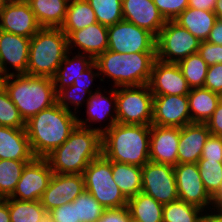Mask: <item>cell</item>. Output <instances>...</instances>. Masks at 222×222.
I'll return each instance as SVG.
<instances>
[{"mask_svg": "<svg viewBox=\"0 0 222 222\" xmlns=\"http://www.w3.org/2000/svg\"><path fill=\"white\" fill-rule=\"evenodd\" d=\"M216 198H222V191Z\"/></svg>", "mask_w": 222, "mask_h": 222, "instance_id": "cell-57", "label": "cell"}, {"mask_svg": "<svg viewBox=\"0 0 222 222\" xmlns=\"http://www.w3.org/2000/svg\"><path fill=\"white\" fill-rule=\"evenodd\" d=\"M122 12L123 20L146 29L155 37L166 23L153 0H122Z\"/></svg>", "mask_w": 222, "mask_h": 222, "instance_id": "cell-22", "label": "cell"}, {"mask_svg": "<svg viewBox=\"0 0 222 222\" xmlns=\"http://www.w3.org/2000/svg\"><path fill=\"white\" fill-rule=\"evenodd\" d=\"M83 176L85 190L104 208L111 209L127 206L128 199L113 180L112 161L102 154L89 163L84 170Z\"/></svg>", "mask_w": 222, "mask_h": 222, "instance_id": "cell-7", "label": "cell"}, {"mask_svg": "<svg viewBox=\"0 0 222 222\" xmlns=\"http://www.w3.org/2000/svg\"><path fill=\"white\" fill-rule=\"evenodd\" d=\"M200 159L222 162V137L210 134L204 144Z\"/></svg>", "mask_w": 222, "mask_h": 222, "instance_id": "cell-44", "label": "cell"}, {"mask_svg": "<svg viewBox=\"0 0 222 222\" xmlns=\"http://www.w3.org/2000/svg\"><path fill=\"white\" fill-rule=\"evenodd\" d=\"M204 88L222 96V64L208 67Z\"/></svg>", "mask_w": 222, "mask_h": 222, "instance_id": "cell-46", "label": "cell"}, {"mask_svg": "<svg viewBox=\"0 0 222 222\" xmlns=\"http://www.w3.org/2000/svg\"><path fill=\"white\" fill-rule=\"evenodd\" d=\"M95 12L97 22L111 26L123 20L122 0H87Z\"/></svg>", "mask_w": 222, "mask_h": 222, "instance_id": "cell-37", "label": "cell"}, {"mask_svg": "<svg viewBox=\"0 0 222 222\" xmlns=\"http://www.w3.org/2000/svg\"><path fill=\"white\" fill-rule=\"evenodd\" d=\"M11 222H48V212L40 201H21L9 198Z\"/></svg>", "mask_w": 222, "mask_h": 222, "instance_id": "cell-32", "label": "cell"}, {"mask_svg": "<svg viewBox=\"0 0 222 222\" xmlns=\"http://www.w3.org/2000/svg\"><path fill=\"white\" fill-rule=\"evenodd\" d=\"M85 191L83 174L53 173L40 202L47 212L71 203Z\"/></svg>", "mask_w": 222, "mask_h": 222, "instance_id": "cell-16", "label": "cell"}, {"mask_svg": "<svg viewBox=\"0 0 222 222\" xmlns=\"http://www.w3.org/2000/svg\"><path fill=\"white\" fill-rule=\"evenodd\" d=\"M131 219L127 206L105 209L103 215L96 222H129Z\"/></svg>", "mask_w": 222, "mask_h": 222, "instance_id": "cell-47", "label": "cell"}, {"mask_svg": "<svg viewBox=\"0 0 222 222\" xmlns=\"http://www.w3.org/2000/svg\"><path fill=\"white\" fill-rule=\"evenodd\" d=\"M32 160L0 159V199L9 198L27 163Z\"/></svg>", "mask_w": 222, "mask_h": 222, "instance_id": "cell-33", "label": "cell"}, {"mask_svg": "<svg viewBox=\"0 0 222 222\" xmlns=\"http://www.w3.org/2000/svg\"><path fill=\"white\" fill-rule=\"evenodd\" d=\"M197 165L205 190L215 199L222 191V162L199 159Z\"/></svg>", "mask_w": 222, "mask_h": 222, "instance_id": "cell-36", "label": "cell"}, {"mask_svg": "<svg viewBox=\"0 0 222 222\" xmlns=\"http://www.w3.org/2000/svg\"><path fill=\"white\" fill-rule=\"evenodd\" d=\"M68 52L67 36L60 28L41 27L30 39L26 74L53 78Z\"/></svg>", "mask_w": 222, "mask_h": 222, "instance_id": "cell-6", "label": "cell"}, {"mask_svg": "<svg viewBox=\"0 0 222 222\" xmlns=\"http://www.w3.org/2000/svg\"><path fill=\"white\" fill-rule=\"evenodd\" d=\"M77 125V115L57 103L32 116L26 132L35 158H45L61 146Z\"/></svg>", "mask_w": 222, "mask_h": 222, "instance_id": "cell-1", "label": "cell"}, {"mask_svg": "<svg viewBox=\"0 0 222 222\" xmlns=\"http://www.w3.org/2000/svg\"><path fill=\"white\" fill-rule=\"evenodd\" d=\"M9 0H0V12Z\"/></svg>", "mask_w": 222, "mask_h": 222, "instance_id": "cell-55", "label": "cell"}, {"mask_svg": "<svg viewBox=\"0 0 222 222\" xmlns=\"http://www.w3.org/2000/svg\"><path fill=\"white\" fill-rule=\"evenodd\" d=\"M156 53H118L106 50L94 62L100 81L110 79L111 87H129L148 84Z\"/></svg>", "mask_w": 222, "mask_h": 222, "instance_id": "cell-4", "label": "cell"}, {"mask_svg": "<svg viewBox=\"0 0 222 222\" xmlns=\"http://www.w3.org/2000/svg\"><path fill=\"white\" fill-rule=\"evenodd\" d=\"M26 128L0 126V159L33 160Z\"/></svg>", "mask_w": 222, "mask_h": 222, "instance_id": "cell-24", "label": "cell"}, {"mask_svg": "<svg viewBox=\"0 0 222 222\" xmlns=\"http://www.w3.org/2000/svg\"><path fill=\"white\" fill-rule=\"evenodd\" d=\"M41 28L26 0H9L0 12V30L31 38Z\"/></svg>", "mask_w": 222, "mask_h": 222, "instance_id": "cell-17", "label": "cell"}, {"mask_svg": "<svg viewBox=\"0 0 222 222\" xmlns=\"http://www.w3.org/2000/svg\"><path fill=\"white\" fill-rule=\"evenodd\" d=\"M142 192L162 205L179 199L174 166L151 161L142 166Z\"/></svg>", "mask_w": 222, "mask_h": 222, "instance_id": "cell-12", "label": "cell"}, {"mask_svg": "<svg viewBox=\"0 0 222 222\" xmlns=\"http://www.w3.org/2000/svg\"><path fill=\"white\" fill-rule=\"evenodd\" d=\"M97 23L95 12L87 0H69L65 20L60 29L68 36L72 31Z\"/></svg>", "mask_w": 222, "mask_h": 222, "instance_id": "cell-31", "label": "cell"}, {"mask_svg": "<svg viewBox=\"0 0 222 222\" xmlns=\"http://www.w3.org/2000/svg\"><path fill=\"white\" fill-rule=\"evenodd\" d=\"M217 20L213 11L198 10L187 7L178 17L176 23L187 29L200 41H206Z\"/></svg>", "mask_w": 222, "mask_h": 222, "instance_id": "cell-27", "label": "cell"}, {"mask_svg": "<svg viewBox=\"0 0 222 222\" xmlns=\"http://www.w3.org/2000/svg\"><path fill=\"white\" fill-rule=\"evenodd\" d=\"M190 89L203 88L208 65L198 53L191 54L177 63Z\"/></svg>", "mask_w": 222, "mask_h": 222, "instance_id": "cell-34", "label": "cell"}, {"mask_svg": "<svg viewBox=\"0 0 222 222\" xmlns=\"http://www.w3.org/2000/svg\"><path fill=\"white\" fill-rule=\"evenodd\" d=\"M2 86L24 121L57 103L53 79L27 74L7 75Z\"/></svg>", "mask_w": 222, "mask_h": 222, "instance_id": "cell-5", "label": "cell"}, {"mask_svg": "<svg viewBox=\"0 0 222 222\" xmlns=\"http://www.w3.org/2000/svg\"><path fill=\"white\" fill-rule=\"evenodd\" d=\"M102 154L101 134L77 125L68 139L45 157L53 173L83 174Z\"/></svg>", "mask_w": 222, "mask_h": 222, "instance_id": "cell-2", "label": "cell"}, {"mask_svg": "<svg viewBox=\"0 0 222 222\" xmlns=\"http://www.w3.org/2000/svg\"><path fill=\"white\" fill-rule=\"evenodd\" d=\"M67 40L70 52L75 50V53L89 55L95 60L108 49V27L97 22L72 31Z\"/></svg>", "mask_w": 222, "mask_h": 222, "instance_id": "cell-21", "label": "cell"}, {"mask_svg": "<svg viewBox=\"0 0 222 222\" xmlns=\"http://www.w3.org/2000/svg\"><path fill=\"white\" fill-rule=\"evenodd\" d=\"M85 107L86 118L82 116L80 118V114L77 115V124L98 131L102 135L117 123L116 88L110 87L109 90L105 88L103 90L102 87L99 91L93 92ZM95 124L100 125L96 127Z\"/></svg>", "mask_w": 222, "mask_h": 222, "instance_id": "cell-11", "label": "cell"}, {"mask_svg": "<svg viewBox=\"0 0 222 222\" xmlns=\"http://www.w3.org/2000/svg\"><path fill=\"white\" fill-rule=\"evenodd\" d=\"M210 134L206 123H190L181 127L178 163H197Z\"/></svg>", "mask_w": 222, "mask_h": 222, "instance_id": "cell-23", "label": "cell"}, {"mask_svg": "<svg viewBox=\"0 0 222 222\" xmlns=\"http://www.w3.org/2000/svg\"><path fill=\"white\" fill-rule=\"evenodd\" d=\"M179 127L150 126L149 160L158 164H178Z\"/></svg>", "mask_w": 222, "mask_h": 222, "instance_id": "cell-20", "label": "cell"}, {"mask_svg": "<svg viewBox=\"0 0 222 222\" xmlns=\"http://www.w3.org/2000/svg\"><path fill=\"white\" fill-rule=\"evenodd\" d=\"M118 53H156V37L126 20L108 26V49Z\"/></svg>", "mask_w": 222, "mask_h": 222, "instance_id": "cell-10", "label": "cell"}, {"mask_svg": "<svg viewBox=\"0 0 222 222\" xmlns=\"http://www.w3.org/2000/svg\"><path fill=\"white\" fill-rule=\"evenodd\" d=\"M41 27L60 28L69 0H26Z\"/></svg>", "mask_w": 222, "mask_h": 222, "instance_id": "cell-28", "label": "cell"}, {"mask_svg": "<svg viewBox=\"0 0 222 222\" xmlns=\"http://www.w3.org/2000/svg\"><path fill=\"white\" fill-rule=\"evenodd\" d=\"M216 0H188V7L198 10L213 11Z\"/></svg>", "mask_w": 222, "mask_h": 222, "instance_id": "cell-50", "label": "cell"}, {"mask_svg": "<svg viewBox=\"0 0 222 222\" xmlns=\"http://www.w3.org/2000/svg\"><path fill=\"white\" fill-rule=\"evenodd\" d=\"M0 222H11L9 214V198L0 199Z\"/></svg>", "mask_w": 222, "mask_h": 222, "instance_id": "cell-51", "label": "cell"}, {"mask_svg": "<svg viewBox=\"0 0 222 222\" xmlns=\"http://www.w3.org/2000/svg\"><path fill=\"white\" fill-rule=\"evenodd\" d=\"M53 175L45 158H34L24 167L21 177L9 197L21 201H40Z\"/></svg>", "mask_w": 222, "mask_h": 222, "instance_id": "cell-14", "label": "cell"}, {"mask_svg": "<svg viewBox=\"0 0 222 222\" xmlns=\"http://www.w3.org/2000/svg\"><path fill=\"white\" fill-rule=\"evenodd\" d=\"M163 206L142 191L129 198L127 203L131 219L136 222H163Z\"/></svg>", "mask_w": 222, "mask_h": 222, "instance_id": "cell-29", "label": "cell"}, {"mask_svg": "<svg viewBox=\"0 0 222 222\" xmlns=\"http://www.w3.org/2000/svg\"><path fill=\"white\" fill-rule=\"evenodd\" d=\"M201 41L174 20L166 21L156 37V59L177 64L198 53Z\"/></svg>", "mask_w": 222, "mask_h": 222, "instance_id": "cell-9", "label": "cell"}, {"mask_svg": "<svg viewBox=\"0 0 222 222\" xmlns=\"http://www.w3.org/2000/svg\"><path fill=\"white\" fill-rule=\"evenodd\" d=\"M101 145L108 160L142 167L150 161V126L116 123L101 135Z\"/></svg>", "mask_w": 222, "mask_h": 222, "instance_id": "cell-3", "label": "cell"}, {"mask_svg": "<svg viewBox=\"0 0 222 222\" xmlns=\"http://www.w3.org/2000/svg\"><path fill=\"white\" fill-rule=\"evenodd\" d=\"M190 123L192 121L187 96H154L152 125L181 128Z\"/></svg>", "mask_w": 222, "mask_h": 222, "instance_id": "cell-19", "label": "cell"}, {"mask_svg": "<svg viewBox=\"0 0 222 222\" xmlns=\"http://www.w3.org/2000/svg\"><path fill=\"white\" fill-rule=\"evenodd\" d=\"M206 124L212 135L222 137V100L219 102L216 110Z\"/></svg>", "mask_w": 222, "mask_h": 222, "instance_id": "cell-48", "label": "cell"}, {"mask_svg": "<svg viewBox=\"0 0 222 222\" xmlns=\"http://www.w3.org/2000/svg\"><path fill=\"white\" fill-rule=\"evenodd\" d=\"M96 78L100 80V74L98 72V67L97 64L94 62L87 70H85L82 74H80V76L74 81V86H76L77 88L83 89V90H87L89 91L91 94L93 92L99 91L101 89V87H99V85H97V89L95 88V91L93 90V82L96 80ZM92 88V90H91Z\"/></svg>", "mask_w": 222, "mask_h": 222, "instance_id": "cell-45", "label": "cell"}, {"mask_svg": "<svg viewBox=\"0 0 222 222\" xmlns=\"http://www.w3.org/2000/svg\"><path fill=\"white\" fill-rule=\"evenodd\" d=\"M112 177L127 199L142 191V167L112 161Z\"/></svg>", "mask_w": 222, "mask_h": 222, "instance_id": "cell-30", "label": "cell"}, {"mask_svg": "<svg viewBox=\"0 0 222 222\" xmlns=\"http://www.w3.org/2000/svg\"><path fill=\"white\" fill-rule=\"evenodd\" d=\"M148 86L154 96H187L190 91L187 81L177 64L165 63L157 59L153 63Z\"/></svg>", "mask_w": 222, "mask_h": 222, "instance_id": "cell-18", "label": "cell"}, {"mask_svg": "<svg viewBox=\"0 0 222 222\" xmlns=\"http://www.w3.org/2000/svg\"><path fill=\"white\" fill-rule=\"evenodd\" d=\"M0 126L26 128V122L2 85L0 86Z\"/></svg>", "mask_w": 222, "mask_h": 222, "instance_id": "cell-40", "label": "cell"}, {"mask_svg": "<svg viewBox=\"0 0 222 222\" xmlns=\"http://www.w3.org/2000/svg\"><path fill=\"white\" fill-rule=\"evenodd\" d=\"M215 207L214 210L217 211L222 216V198H215Z\"/></svg>", "mask_w": 222, "mask_h": 222, "instance_id": "cell-54", "label": "cell"}, {"mask_svg": "<svg viewBox=\"0 0 222 222\" xmlns=\"http://www.w3.org/2000/svg\"><path fill=\"white\" fill-rule=\"evenodd\" d=\"M198 54L208 66L222 64V45L212 44L207 40L201 41Z\"/></svg>", "mask_w": 222, "mask_h": 222, "instance_id": "cell-43", "label": "cell"}, {"mask_svg": "<svg viewBox=\"0 0 222 222\" xmlns=\"http://www.w3.org/2000/svg\"><path fill=\"white\" fill-rule=\"evenodd\" d=\"M213 12L216 14L217 19L222 20V0H216Z\"/></svg>", "mask_w": 222, "mask_h": 222, "instance_id": "cell-53", "label": "cell"}, {"mask_svg": "<svg viewBox=\"0 0 222 222\" xmlns=\"http://www.w3.org/2000/svg\"><path fill=\"white\" fill-rule=\"evenodd\" d=\"M73 203L76 205L77 220L80 222H96L106 209L86 190L77 196Z\"/></svg>", "mask_w": 222, "mask_h": 222, "instance_id": "cell-38", "label": "cell"}, {"mask_svg": "<svg viewBox=\"0 0 222 222\" xmlns=\"http://www.w3.org/2000/svg\"><path fill=\"white\" fill-rule=\"evenodd\" d=\"M48 222H80L77 220L76 205L71 202L48 212Z\"/></svg>", "mask_w": 222, "mask_h": 222, "instance_id": "cell-42", "label": "cell"}, {"mask_svg": "<svg viewBox=\"0 0 222 222\" xmlns=\"http://www.w3.org/2000/svg\"><path fill=\"white\" fill-rule=\"evenodd\" d=\"M205 210L185 201L176 200L163 206V222H199Z\"/></svg>", "mask_w": 222, "mask_h": 222, "instance_id": "cell-35", "label": "cell"}, {"mask_svg": "<svg viewBox=\"0 0 222 222\" xmlns=\"http://www.w3.org/2000/svg\"><path fill=\"white\" fill-rule=\"evenodd\" d=\"M199 222H222V216L214 209L205 211Z\"/></svg>", "mask_w": 222, "mask_h": 222, "instance_id": "cell-52", "label": "cell"}, {"mask_svg": "<svg viewBox=\"0 0 222 222\" xmlns=\"http://www.w3.org/2000/svg\"><path fill=\"white\" fill-rule=\"evenodd\" d=\"M68 52L58 67L53 79L56 93L68 86L74 84V81L87 70L93 63L94 59L86 54ZM76 54V55H75ZM72 55V57H70Z\"/></svg>", "mask_w": 222, "mask_h": 222, "instance_id": "cell-25", "label": "cell"}, {"mask_svg": "<svg viewBox=\"0 0 222 222\" xmlns=\"http://www.w3.org/2000/svg\"><path fill=\"white\" fill-rule=\"evenodd\" d=\"M174 172L179 200L205 211L214 209V199L204 188L197 163H178L174 166Z\"/></svg>", "mask_w": 222, "mask_h": 222, "instance_id": "cell-13", "label": "cell"}, {"mask_svg": "<svg viewBox=\"0 0 222 222\" xmlns=\"http://www.w3.org/2000/svg\"><path fill=\"white\" fill-rule=\"evenodd\" d=\"M153 98L148 84L116 88L117 123L151 126Z\"/></svg>", "mask_w": 222, "mask_h": 222, "instance_id": "cell-8", "label": "cell"}, {"mask_svg": "<svg viewBox=\"0 0 222 222\" xmlns=\"http://www.w3.org/2000/svg\"><path fill=\"white\" fill-rule=\"evenodd\" d=\"M192 123H206L222 100V96L206 88L190 89L187 95Z\"/></svg>", "mask_w": 222, "mask_h": 222, "instance_id": "cell-26", "label": "cell"}, {"mask_svg": "<svg viewBox=\"0 0 222 222\" xmlns=\"http://www.w3.org/2000/svg\"><path fill=\"white\" fill-rule=\"evenodd\" d=\"M90 95L91 93L89 91L71 85L56 93L57 104L69 112L78 115L79 109L87 103Z\"/></svg>", "mask_w": 222, "mask_h": 222, "instance_id": "cell-39", "label": "cell"}, {"mask_svg": "<svg viewBox=\"0 0 222 222\" xmlns=\"http://www.w3.org/2000/svg\"><path fill=\"white\" fill-rule=\"evenodd\" d=\"M207 41L212 44L222 45V20H216Z\"/></svg>", "mask_w": 222, "mask_h": 222, "instance_id": "cell-49", "label": "cell"}, {"mask_svg": "<svg viewBox=\"0 0 222 222\" xmlns=\"http://www.w3.org/2000/svg\"><path fill=\"white\" fill-rule=\"evenodd\" d=\"M153 3L166 21L174 20L188 7V0H153Z\"/></svg>", "mask_w": 222, "mask_h": 222, "instance_id": "cell-41", "label": "cell"}, {"mask_svg": "<svg viewBox=\"0 0 222 222\" xmlns=\"http://www.w3.org/2000/svg\"><path fill=\"white\" fill-rule=\"evenodd\" d=\"M30 39L0 30V74L3 77L26 74Z\"/></svg>", "mask_w": 222, "mask_h": 222, "instance_id": "cell-15", "label": "cell"}, {"mask_svg": "<svg viewBox=\"0 0 222 222\" xmlns=\"http://www.w3.org/2000/svg\"><path fill=\"white\" fill-rule=\"evenodd\" d=\"M2 78L3 76L0 74V86L2 85Z\"/></svg>", "mask_w": 222, "mask_h": 222, "instance_id": "cell-56", "label": "cell"}]
</instances>
